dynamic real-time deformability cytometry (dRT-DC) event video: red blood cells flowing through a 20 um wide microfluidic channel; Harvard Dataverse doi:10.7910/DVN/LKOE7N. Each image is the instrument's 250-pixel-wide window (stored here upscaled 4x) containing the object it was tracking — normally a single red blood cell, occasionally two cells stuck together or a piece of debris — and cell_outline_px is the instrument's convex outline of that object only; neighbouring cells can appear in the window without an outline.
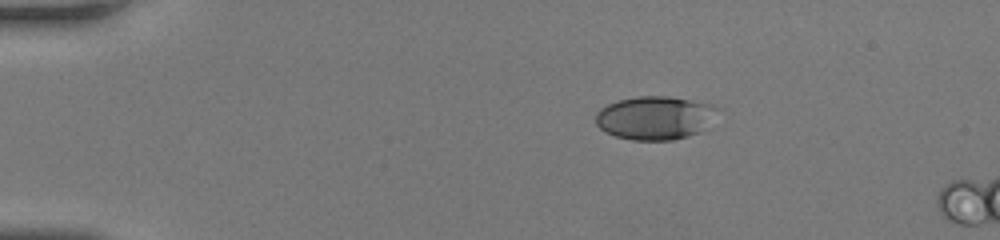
{"species": "human", "species_latin": "Homo sapiens", "temperature_condition": "room temperature", "stored_images_in_passage": 7, "camera_frame_rate_fps": 3000, "um_per_image_px": 0.085, "donor": {"sex": "female"}, "frame": {"image": 1, "passage_image": 1, "time_ms": 0.0, "image_size_px": [1000, 240], "cell_outline_px": [[716, 108], [700, 132], [688, 136], [672, 140], [632, 140], [616, 136], [604, 132], [596, 124], [596, 112], [600, 108], [608, 104], [620, 100], [640, 96], [668, 96], [712, 104]], "centroid_in_image_um": [55.58, 10.02], "position_along_channel_um": 29.4, "area_um2": 30.29}}